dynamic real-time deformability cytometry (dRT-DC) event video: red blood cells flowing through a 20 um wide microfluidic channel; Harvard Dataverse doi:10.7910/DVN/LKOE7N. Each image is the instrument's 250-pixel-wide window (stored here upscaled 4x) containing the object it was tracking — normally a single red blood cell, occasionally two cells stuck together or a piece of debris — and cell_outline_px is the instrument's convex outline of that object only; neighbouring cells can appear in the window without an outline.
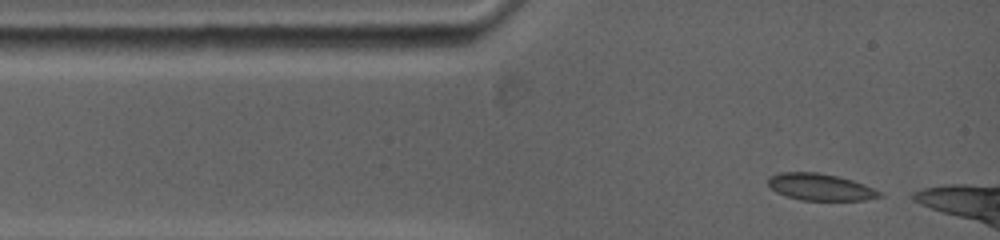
{"species": "common noctule bat (a hibernating species)", "species_latin": "Nyctalus noctula", "temperature_condition": "warm", "stored_images_in_passage": 5, "camera_frame_rate_fps": 5000, "um_per_image_px": 0.085, "animal": {"sex": "female", "body_mass_g": 19.0, "forearm_length_mm": 53.3}, "frame": {"image": 1, "passage_image": 1, "time_ms": 0.0, "image_size_px": [1000, 240], "cell_outline_px": [[884, 196], [864, 200], [800, 200], [784, 196], [776, 192], [768, 184], [768, 176], [780, 172], [816, 172], [836, 176], [852, 180], [872, 188], [880, 192]], "centroid_in_image_um": [69.67, 15.9], "position_along_channel_um": 15.3, "area_um2": 17.34}}